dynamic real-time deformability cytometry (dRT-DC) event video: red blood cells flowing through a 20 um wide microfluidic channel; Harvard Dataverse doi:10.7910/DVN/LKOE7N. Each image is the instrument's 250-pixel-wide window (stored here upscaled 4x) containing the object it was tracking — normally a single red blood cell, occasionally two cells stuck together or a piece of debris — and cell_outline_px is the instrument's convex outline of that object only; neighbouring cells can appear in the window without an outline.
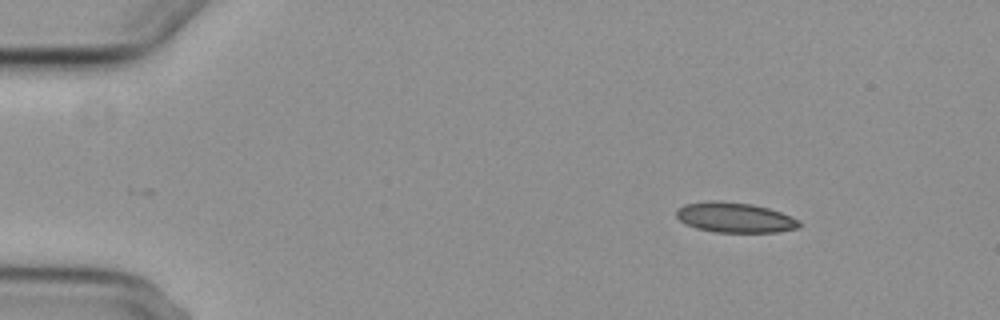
{"species": "common noctule bat (a hibernating species)", "species_latin": "Nyctalus noctula", "temperature_condition": "cold", "stored_images_in_passage": 5, "camera_frame_rate_fps": 3000, "um_per_image_px": 0.085, "animal": {"sex": "female", "body_mass_g": 29.2, "forearm_length_mm": 56.3}, "frame": {"image": 1, "passage_image": 2, "time_ms": 1.333, "image_size_px": [1000, 320], "cell_outline_px": [[800, 228], [776, 232], [716, 232], [696, 228], [684, 224], [676, 216], [676, 208], [684, 204], [712, 200], [716, 200], [752, 204], [768, 208], [780, 212], [800, 220]], "centroid_in_image_um": [62.44, 18.48], "position_along_channel_um": 22.6, "area_um2": 21.68}}
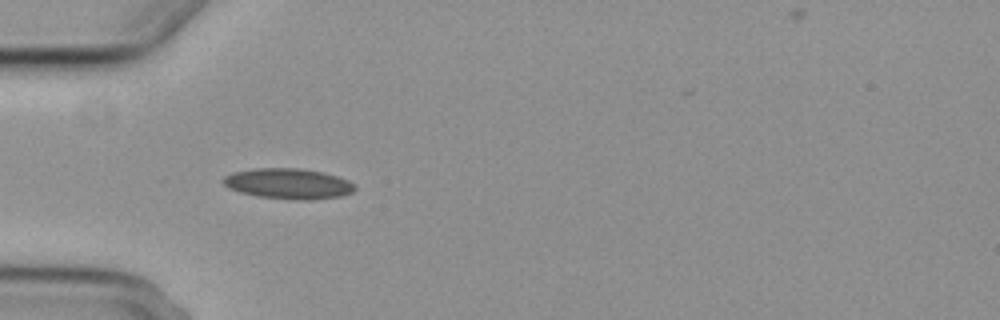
{"frame": {"image": 2, "passage_image": 4, "time_ms": 4.667, "image_size_px": [1000, 320], "cell_outline_px": [[356, 188], [352, 192], [340, 196], [308, 200], [296, 200], [256, 196], [240, 192], [228, 188], [220, 180], [224, 176], [232, 172], [252, 168], [300, 168], [324, 172], [348, 180], [356, 184]], "centroid_in_image_um": [24.48, 15.6], "position_along_channel_um": 60.5, "area_um2": 23.64}}
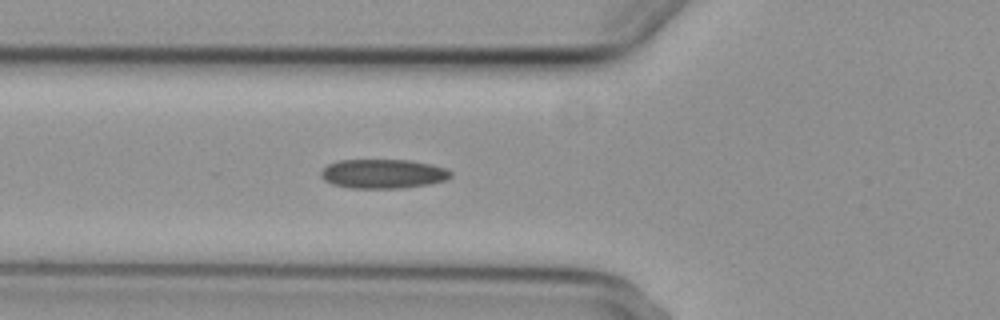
{"frame": {"image": 3, "passage_image": 5, "time_ms": 5.667, "image_size_px": [1000, 320], "cell_outline_px": [[452, 176], [444, 180], [428, 184], [404, 188], [348, 188], [332, 184], [324, 180], [320, 176], [320, 172], [328, 164], [340, 160], [408, 160], [432, 164], [448, 168], [452, 172]], "centroid_in_image_um": [32.56, 14.77], "position_along_channel_um": 93.2, "area_um2": 22.25}}